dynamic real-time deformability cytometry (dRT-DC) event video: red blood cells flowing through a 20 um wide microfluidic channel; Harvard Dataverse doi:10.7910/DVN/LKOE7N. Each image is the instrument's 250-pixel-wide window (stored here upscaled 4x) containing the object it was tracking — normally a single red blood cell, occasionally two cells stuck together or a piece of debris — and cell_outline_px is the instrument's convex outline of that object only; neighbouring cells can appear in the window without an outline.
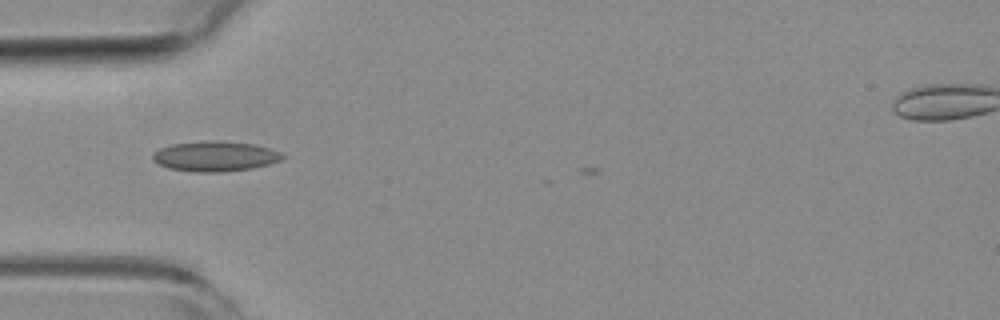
{"species": "common noctule bat (a hibernating species)", "species_latin": "Nyctalus noctula", "temperature_condition": "room temperature", "stored_images_in_passage": 8, "camera_frame_rate_fps": 3000, "um_per_image_px": 0.085, "animal": {"sex": "female", "body_mass_g": 19.3, "forearm_length_mm": 54.1}, "frame": {"image": 1, "passage_image": 2, "time_ms": 0.333, "image_size_px": [1000, 320], "cell_outline_px": [[284, 160], [252, 168], [220, 172], [196, 172], [168, 168], [152, 160], [152, 156], [160, 148], [172, 144], [212, 140], [256, 144], [280, 152], [284, 156]], "centroid_in_image_um": [18.3, 13.28], "position_along_channel_um": 66.7, "area_um2": 22.66}}
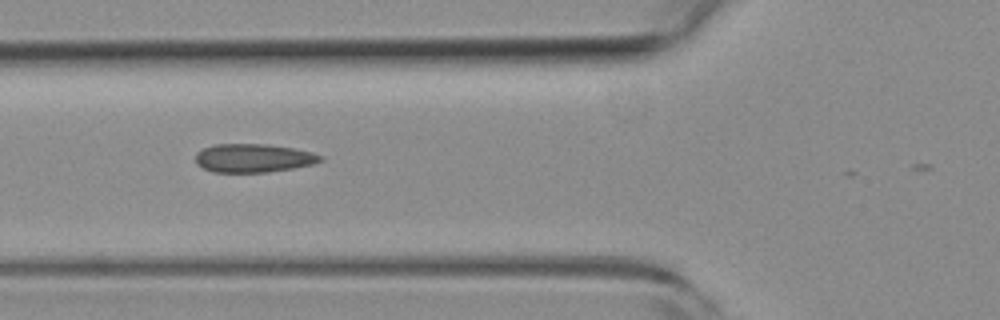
{"frame": {"image": 2, "passage_image": 5, "time_ms": 1.333, "image_size_px": [1000, 320], "cell_outline_px": [[324, 160], [312, 164], [292, 168], [268, 172], [212, 172], [196, 164], [196, 152], [204, 148], [216, 144], [268, 144], [292, 148], [312, 152], [324, 156]], "centroid_in_image_um": [21.54, 13.43], "position_along_channel_um": 104.3, "area_um2": 20.75}}